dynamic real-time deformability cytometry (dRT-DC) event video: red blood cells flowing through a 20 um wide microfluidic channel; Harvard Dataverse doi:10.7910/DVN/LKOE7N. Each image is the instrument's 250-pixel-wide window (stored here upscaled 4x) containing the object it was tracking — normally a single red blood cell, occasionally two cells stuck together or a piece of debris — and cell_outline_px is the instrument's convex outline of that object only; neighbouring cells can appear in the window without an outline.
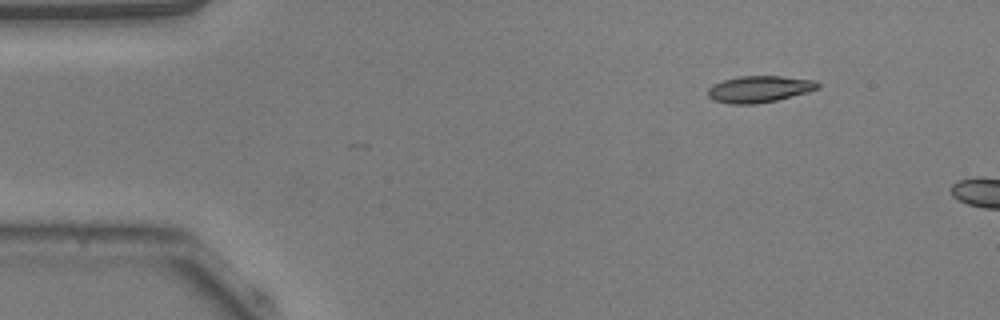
{"species": "common noctule bat (a hibernating species)", "species_latin": "Nyctalus noctula", "temperature_condition": "warm", "stored_images_in_passage": 5, "camera_frame_rate_fps": 3000, "um_per_image_px": 0.085, "animal": {"sex": "male", "body_mass_g": 20.5, "forearm_length_mm": 52.5}, "frame": {"image": 1, "passage_image": 1, "time_ms": 0.0, "image_size_px": [1000, 320], "cell_outline_px": [[820, 88], [808, 92], [776, 100], [756, 104], [728, 104], [712, 100], [708, 96], [708, 88], [712, 84], [724, 80], [740, 76], [780, 76], [816, 80], [820, 84]], "centroid_in_image_um": [64.54, 7.58], "position_along_channel_um": 20.5, "area_um2": 17.17}}